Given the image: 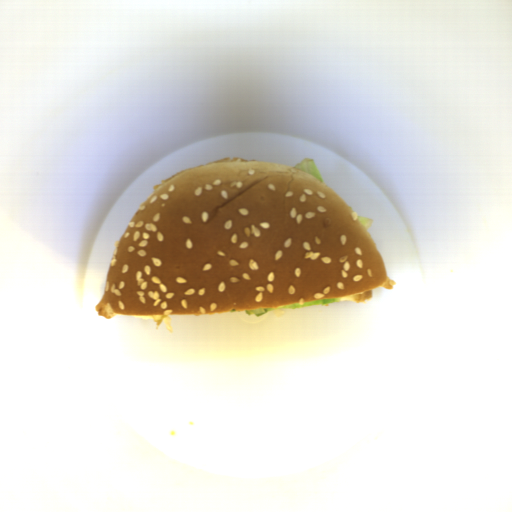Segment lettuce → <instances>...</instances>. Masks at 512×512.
I'll return each mask as SVG.
<instances>
[{
  "instance_id": "obj_1",
  "label": "lettuce",
  "mask_w": 512,
  "mask_h": 512,
  "mask_svg": "<svg viewBox=\"0 0 512 512\" xmlns=\"http://www.w3.org/2000/svg\"><path fill=\"white\" fill-rule=\"evenodd\" d=\"M341 300H342L341 297L325 298V299H320V300H315V301L304 302L303 305H300V303H296V304L281 306L279 308L272 307V308L249 309V310H245V314H247L248 316L254 315L258 318L261 315L268 313L270 311H273L275 309H296V308H302V307L313 306V305L341 302Z\"/></svg>"
},
{
  "instance_id": "obj_2",
  "label": "lettuce",
  "mask_w": 512,
  "mask_h": 512,
  "mask_svg": "<svg viewBox=\"0 0 512 512\" xmlns=\"http://www.w3.org/2000/svg\"><path fill=\"white\" fill-rule=\"evenodd\" d=\"M293 167L296 168L297 170L303 171V172L317 178L321 182H323L322 176H321L315 162L312 159L306 157L305 159H303L299 163H297L296 166H293Z\"/></svg>"
},
{
  "instance_id": "obj_3",
  "label": "lettuce",
  "mask_w": 512,
  "mask_h": 512,
  "mask_svg": "<svg viewBox=\"0 0 512 512\" xmlns=\"http://www.w3.org/2000/svg\"><path fill=\"white\" fill-rule=\"evenodd\" d=\"M152 319L156 323V330H158L160 324L164 320L166 329L173 333V328L171 327V318L168 315H152Z\"/></svg>"
},
{
  "instance_id": "obj_4",
  "label": "lettuce",
  "mask_w": 512,
  "mask_h": 512,
  "mask_svg": "<svg viewBox=\"0 0 512 512\" xmlns=\"http://www.w3.org/2000/svg\"><path fill=\"white\" fill-rule=\"evenodd\" d=\"M360 223L363 225V227L367 230L369 228H371L372 224H373V220L372 218H369V217H363V216H357Z\"/></svg>"
}]
</instances>
